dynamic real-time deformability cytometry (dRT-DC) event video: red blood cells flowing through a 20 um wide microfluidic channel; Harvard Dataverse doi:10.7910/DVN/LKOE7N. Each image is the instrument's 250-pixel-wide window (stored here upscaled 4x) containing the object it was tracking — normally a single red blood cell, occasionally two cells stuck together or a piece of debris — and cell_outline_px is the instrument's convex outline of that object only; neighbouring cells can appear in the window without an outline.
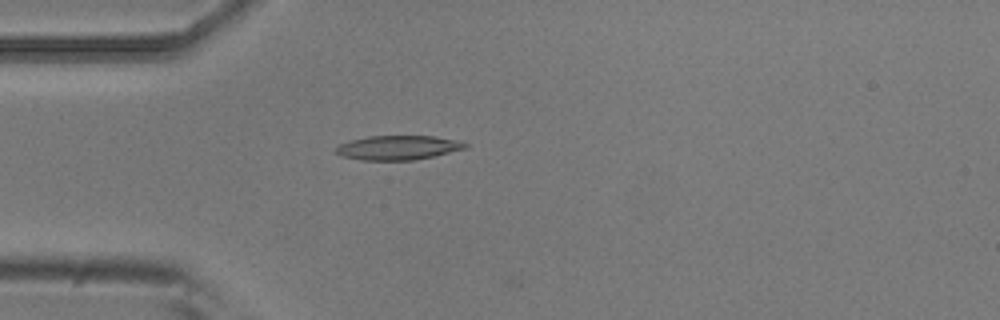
{"species": "common noctule bat (a hibernating species)", "species_latin": "Nyctalus noctula", "temperature_condition": "room temperature", "stored_images_in_passage": 4, "camera_frame_rate_fps": 3000, "um_per_image_px": 0.085, "animal": {"sex": "male", "body_mass_g": 20.5, "forearm_length_mm": 52.5}, "frame": {"image": 1, "passage_image": 4, "time_ms": 1.0, "image_size_px": [1000, 320], "cell_outline_px": [[468, 148], [432, 156], [412, 160], [360, 160], [340, 156], [336, 152], [336, 148], [340, 144], [348, 140], [368, 136], [436, 136], [460, 140], [468, 144]], "centroid_in_image_um": [33.84, 12.54], "position_along_channel_um": 51.2, "area_um2": 18.44}}